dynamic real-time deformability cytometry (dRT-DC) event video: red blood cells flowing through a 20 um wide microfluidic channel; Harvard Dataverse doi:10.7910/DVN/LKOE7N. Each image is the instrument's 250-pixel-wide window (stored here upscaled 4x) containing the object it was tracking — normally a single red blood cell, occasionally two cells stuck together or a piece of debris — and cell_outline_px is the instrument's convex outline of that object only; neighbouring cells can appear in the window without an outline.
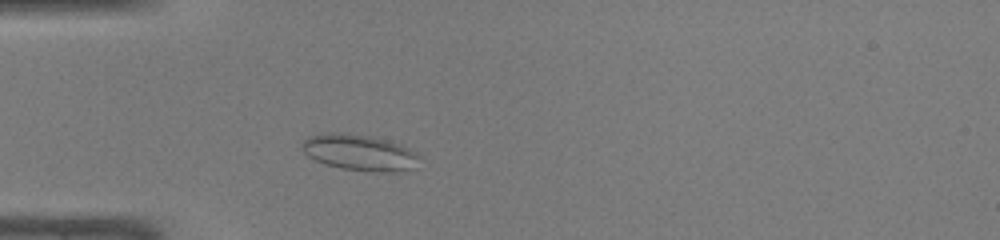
{"species": "common noctule bat (a hibernating species)", "species_latin": "Nyctalus noctula", "temperature_condition": "warm", "stored_images_in_passage": 40, "camera_frame_rate_fps": 3000, "um_per_image_px": 0.085, "animal": {"sex": "male", "body_mass_g": 19.0, "forearm_length_mm": 50.8}, "frame": {"image": 1, "passage_image": 7, "time_ms": 2.0, "image_size_px": [1000, 240], "cell_outline_px": [[420, 156], [416, 168], [396, 172], [372, 172], [340, 168], [324, 164], [308, 156], [300, 148], [300, 144], [308, 136], [332, 132], [344, 132], [368, 136], [400, 144], [416, 152]], "centroid_in_image_um": [30.55, 12.98], "position_along_channel_um": 54.4, "area_um2": 24.91}}
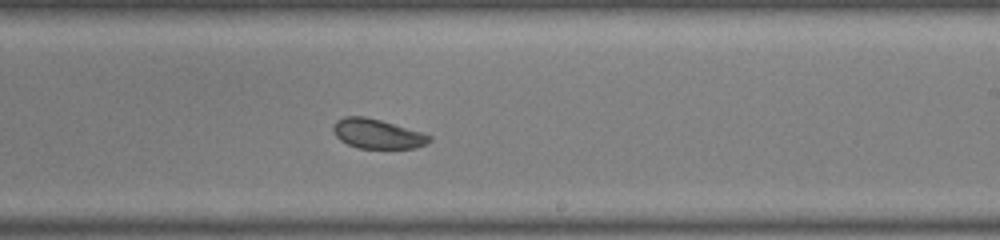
{"frame": {"image": 2, "passage_image": 22, "time_ms": 7.0, "image_size_px": [1000, 240], "cell_outline_px": [[432, 140], [416, 148], [360, 148], [348, 144], [340, 140], [336, 136], [332, 128], [332, 124], [336, 120], [344, 116], [364, 116], [380, 120], [420, 132], [432, 136]], "centroid_in_image_um": [32.03, 11.37], "position_along_channel_um": 257.0, "area_um2": 16.42}}
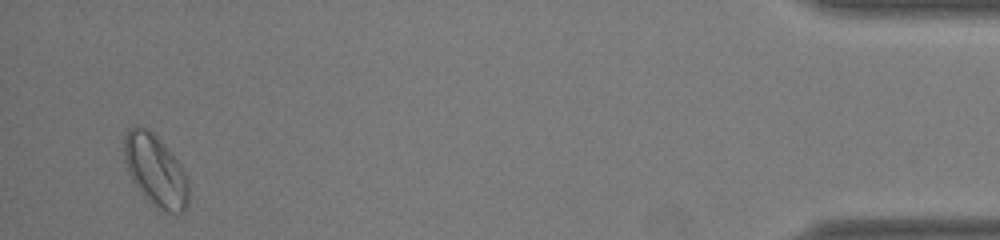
{"frame": {"image": 3, "passage_image": 39, "time_ms": 12.667, "image_size_px": [1000, 240], "cell_outline_px": [[188, 204], [184, 212], [180, 216], [160, 212], [144, 196], [132, 180], [128, 172], [124, 160], [124, 136], [128, 128], [148, 128], [164, 144], [180, 164], [188, 180]], "centroid_in_image_um": [13.24, 14.57], "position_along_channel_um": 422.0, "area_um2": 27.11}, "authors_computed_cell_mechanics": {"area_um2": 19.2185, "velocity_mm_per_s": 4.2304, "shape_relaxation_time_tau1_ms": null, "shape_relaxation_time_tau2_ms": 1.1226, "deformation_change_tau1": null, "deformation_change_tau2": 0.0694}}